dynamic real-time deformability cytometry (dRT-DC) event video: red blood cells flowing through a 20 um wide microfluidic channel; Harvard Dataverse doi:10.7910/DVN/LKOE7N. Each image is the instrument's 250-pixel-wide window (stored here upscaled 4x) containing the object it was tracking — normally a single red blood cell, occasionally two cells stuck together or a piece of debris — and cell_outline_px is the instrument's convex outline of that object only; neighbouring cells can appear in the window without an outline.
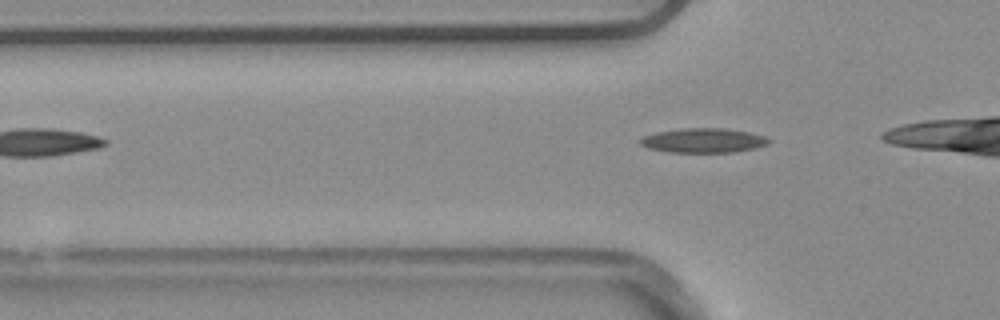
{"species": "common noctule bat (a hibernating species)", "species_latin": "Nyctalus noctula", "temperature_condition": "warm", "stored_images_in_passage": 3, "camera_frame_rate_fps": 3000, "um_per_image_px": 0.085, "animal": {"sex": "male", "body_mass_g": 20.4}, "frame": {"image": 1, "passage_image": 3, "time_ms": 0.667, "image_size_px": [1000, 320], "cell_outline_px": [[772, 140], [768, 144], [756, 148], [736, 152], [668, 152], [648, 148], [640, 144], [636, 140], [644, 136], [656, 132], [680, 128], [724, 128], [748, 132], [764, 136]], "centroid_in_image_um": [59.77, 11.94], "position_along_channel_um": 66.0, "area_um2": 18.5}}